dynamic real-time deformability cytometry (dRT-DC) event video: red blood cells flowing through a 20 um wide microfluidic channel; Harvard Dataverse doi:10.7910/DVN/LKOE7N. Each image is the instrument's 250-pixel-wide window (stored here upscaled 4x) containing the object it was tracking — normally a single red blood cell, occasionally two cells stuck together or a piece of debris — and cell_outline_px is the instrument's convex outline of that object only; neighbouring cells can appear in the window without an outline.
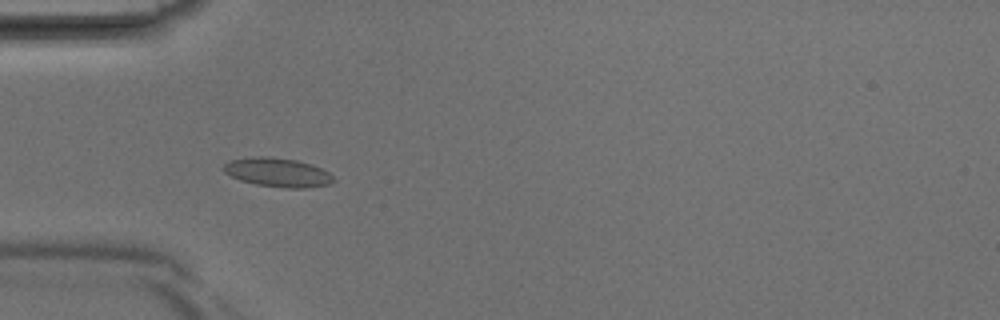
{"species": "Egyptian fruit bat (a non-hibernating species)", "species_latin": "Rousettus aegyptiacus", "temperature_condition": "room temperature", "stored_images_in_passage": 40, "camera_frame_rate_fps": 3000, "um_per_image_px": 0.085, "animal": {"sex": "male"}, "frame": {"image": 1, "passage_image": 12, "time_ms": 3.667, "image_size_px": [1000, 320], "cell_outline_px": [[336, 180], [332, 184], [308, 188], [288, 188], [256, 184], [240, 180], [224, 172], [224, 164], [228, 160], [256, 156], [268, 156], [296, 160], [320, 168], [328, 172]], "centroid_in_image_um": [23.61, 14.66], "position_along_channel_um": 61.4, "area_um2": 18.5}}
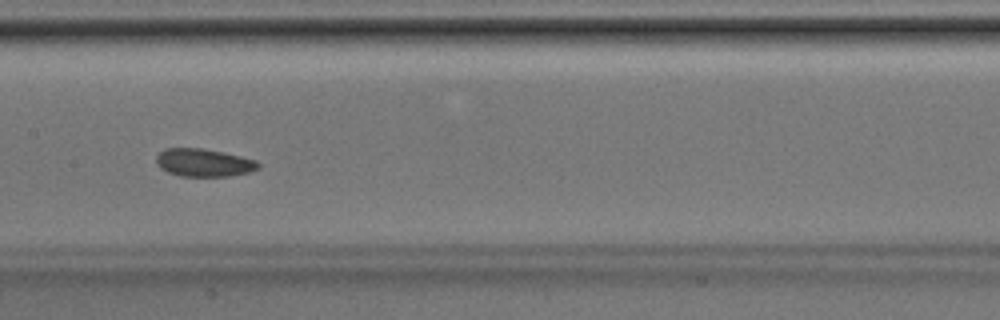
{"frame": {"image": 2, "passage_image": 20, "time_ms": 6.333, "image_size_px": [1000, 320], "cell_outline_px": [[260, 168], [248, 172], [228, 176], [180, 176], [168, 172], [160, 168], [156, 164], [156, 156], [164, 148], [204, 148], [240, 156], [256, 160], [260, 164]], "centroid_in_image_um": [17.3, 13.82], "position_along_channel_um": 190.1, "area_um2": 16.59}}
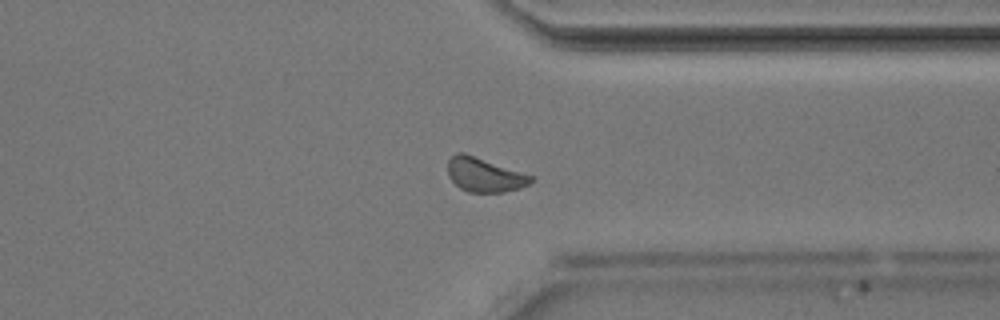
{"frame": {"image": 3, "passage_image": 31, "time_ms": 10.0, "image_size_px": [1000, 320], "cell_outline_px": [[536, 176], [528, 184], [520, 188], [504, 192], [468, 192], [460, 188], [448, 176], [448, 160], [456, 152], [464, 152]], "centroid_in_image_um": [41.2, 14.85], "position_along_channel_um": 370.2, "area_um2": 16.7}}